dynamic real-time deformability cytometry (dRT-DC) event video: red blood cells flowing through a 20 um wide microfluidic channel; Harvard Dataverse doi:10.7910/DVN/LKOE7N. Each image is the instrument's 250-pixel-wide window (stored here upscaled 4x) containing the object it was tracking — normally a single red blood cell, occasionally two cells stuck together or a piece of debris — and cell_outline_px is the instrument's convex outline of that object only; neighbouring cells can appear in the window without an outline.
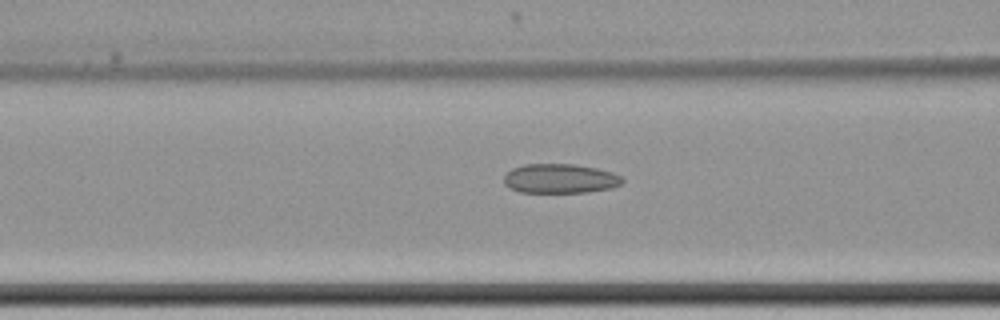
{"species": "common noctule bat (a hibernating species)", "species_latin": "Nyctalus noctula", "temperature_condition": "cold", "stored_images_in_passage": 50, "camera_frame_rate_fps": 3000, "um_per_image_px": 0.085, "animal": {"sex": "female", "body_mass_g": 22.7, "forearm_length_mm": 54.2}, "frame": {"image": 1, "passage_image": 23, "time_ms": 7.333, "image_size_px": [1000, 320], "cell_outline_px": [[624, 180], [620, 184], [612, 188], [588, 192], [520, 192], [508, 188], [504, 184], [504, 176], [512, 168], [524, 164], [572, 164], [596, 168], [612, 172], [620, 176]], "centroid_in_image_um": [47.58, 15.18], "position_along_channel_um": 119.0, "area_um2": 20.29}}
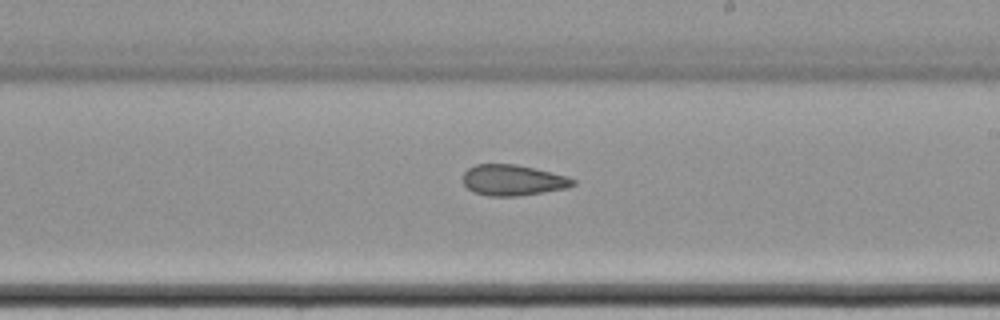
{"frame": {"image": 2, "passage_image": 34, "time_ms": 11.0, "image_size_px": [1000, 320], "cell_outline_px": [[576, 184], [568, 188], [520, 196], [488, 196], [472, 192], [464, 184], [464, 172], [468, 168], [476, 164], [516, 164], [568, 176], [576, 180]], "centroid_in_image_um": [43.62, 15.32], "position_along_channel_um": 245.4, "area_um2": 19.88}}
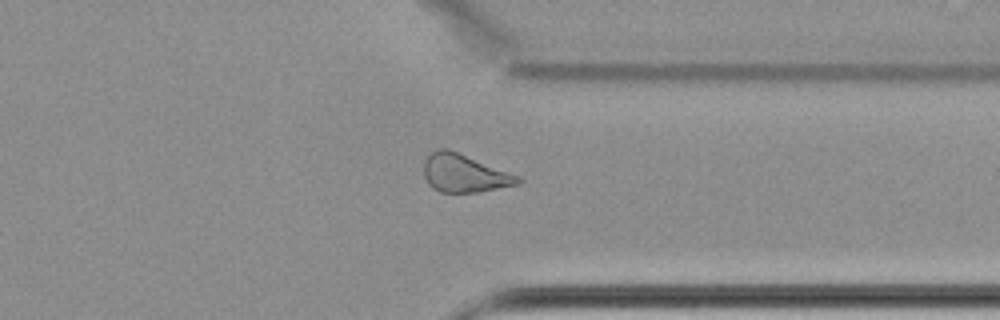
{"frame": {"image": 3, "passage_image": 45, "time_ms": 14.667, "image_size_px": [1000, 320], "cell_outline_px": [[524, 180], [520, 184], [480, 192], [440, 192], [432, 188], [428, 184], [424, 176], [424, 160], [432, 152], [440, 148], [448, 148], [520, 176]], "centroid_in_image_um": [39.49, 14.74], "position_along_channel_um": 371.9, "area_um2": 20.98}}